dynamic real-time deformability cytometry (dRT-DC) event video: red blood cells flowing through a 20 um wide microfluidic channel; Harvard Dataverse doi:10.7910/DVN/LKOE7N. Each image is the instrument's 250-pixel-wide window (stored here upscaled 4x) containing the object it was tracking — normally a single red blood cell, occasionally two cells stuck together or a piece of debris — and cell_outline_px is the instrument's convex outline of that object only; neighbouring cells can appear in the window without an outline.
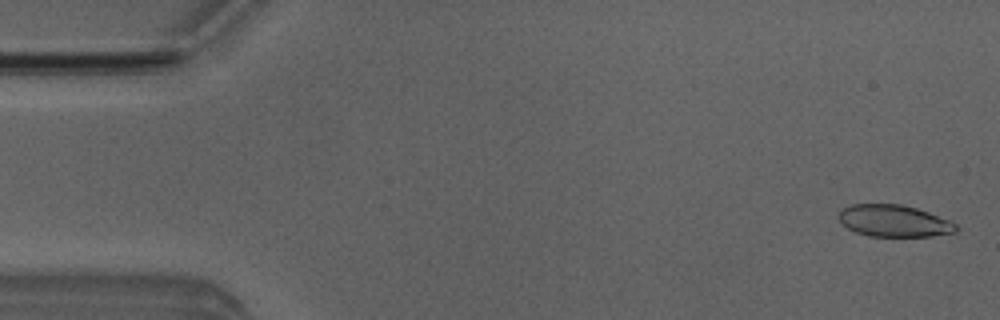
{"species": "Egyptian fruit bat (a non-hibernating species)", "species_latin": "Rousettus aegyptiacus", "temperature_condition": "room temperature", "stored_images_in_passage": 5, "camera_frame_rate_fps": 3000, "um_per_image_px": 0.085, "animal": {"sex": "male"}, "frame": {"image": 1, "passage_image": 1, "time_ms": 0.0, "image_size_px": [1000, 320], "cell_outline_px": [[960, 228], [956, 232], [932, 236], [868, 236], [856, 232], [840, 224], [836, 216], [844, 208], [852, 204], [900, 204], [916, 208], [928, 212], [948, 220], [956, 224]], "centroid_in_image_um": [75.96, 18.78], "position_along_channel_um": 9.0, "area_um2": 21.85}}